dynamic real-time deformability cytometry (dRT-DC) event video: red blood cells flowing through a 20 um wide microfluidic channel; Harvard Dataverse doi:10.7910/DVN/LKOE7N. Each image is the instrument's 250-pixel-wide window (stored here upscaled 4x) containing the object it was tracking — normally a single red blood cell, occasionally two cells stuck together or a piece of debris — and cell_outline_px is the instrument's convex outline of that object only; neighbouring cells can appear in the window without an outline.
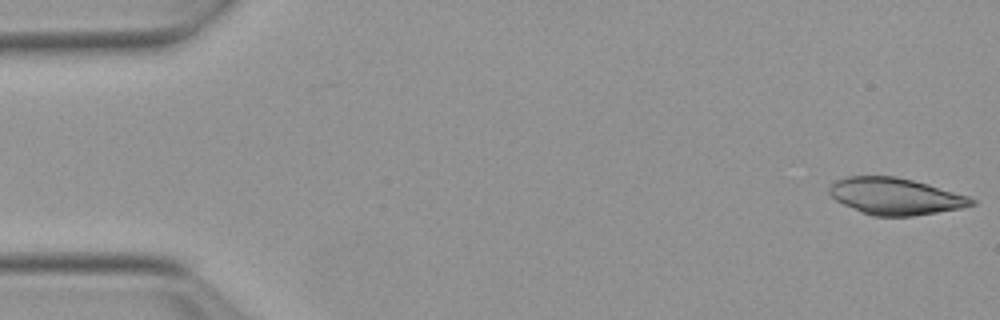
{"species": "Egyptian fruit bat (a non-hibernating species)", "species_latin": "Rousettus aegyptiacus", "temperature_condition": "warm", "stored_images_in_passage": 11, "camera_frame_rate_fps": 3000, "um_per_image_px": 0.085, "animal": {"sex": "female"}, "frame": {"image": 1, "passage_image": 1, "time_ms": 0.0, "image_size_px": [1000, 320], "cell_outline_px": [[976, 204], [960, 208], [912, 216], [872, 216], [860, 212], [836, 200], [828, 192], [828, 188], [836, 180], [848, 176], [896, 176], [928, 184], [968, 196], [976, 200]], "centroid_in_image_um": [76.09, 16.68], "position_along_channel_um": 8.9, "area_um2": 30.29}}